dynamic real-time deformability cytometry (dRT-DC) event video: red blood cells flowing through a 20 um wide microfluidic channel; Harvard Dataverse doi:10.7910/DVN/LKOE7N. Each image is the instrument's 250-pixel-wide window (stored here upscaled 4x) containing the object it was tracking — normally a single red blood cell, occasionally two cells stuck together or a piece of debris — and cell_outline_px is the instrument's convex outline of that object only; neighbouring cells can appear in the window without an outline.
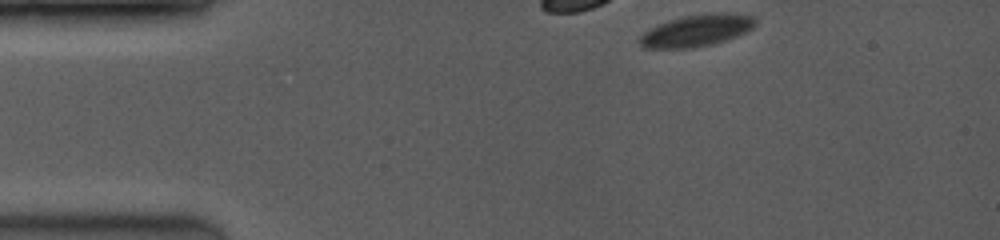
{"species": "common noctule bat (a hibernating species)", "species_latin": "Nyctalus noctula", "temperature_condition": "room temperature", "stored_images_in_passage": 10, "camera_frame_rate_fps": 3500, "um_per_image_px": 0.085, "animal": {"sex": "female", "body_mass_g": 19.0, "forearm_length_mm": 53.3}, "frame": {"image": 1, "passage_image": 1, "time_ms": 0.0, "image_size_px": [1000, 240], "cell_outline_px": [[756, 24], [748, 32], [728, 40], [712, 44], [692, 48], [644, 48], [640, 44], [640, 36], [644, 32], [668, 20], [688, 16], [720, 12], [728, 12], [752, 16], [756, 20]], "centroid_in_image_um": [59.27, 2.6], "position_along_channel_um": 25.7, "area_um2": 21.33}}